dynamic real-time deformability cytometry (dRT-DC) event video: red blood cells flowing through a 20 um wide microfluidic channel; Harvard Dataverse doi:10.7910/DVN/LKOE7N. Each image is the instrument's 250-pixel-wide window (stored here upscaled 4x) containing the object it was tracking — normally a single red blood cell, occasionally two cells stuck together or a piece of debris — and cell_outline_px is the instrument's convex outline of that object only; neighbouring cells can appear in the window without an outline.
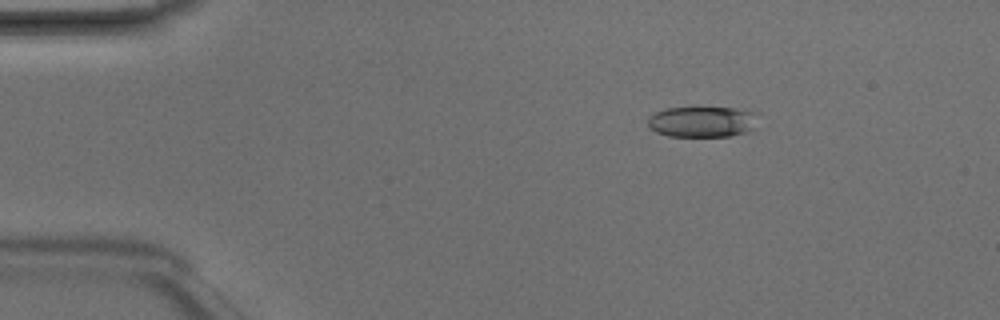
{"species": "Egyptian fruit bat (a non-hibernating species)", "species_latin": "Rousettus aegyptiacus", "temperature_condition": "room temperature", "stored_images_in_passage": 4, "camera_frame_rate_fps": 3000, "um_per_image_px": 0.085, "animal": {"sex": "male"}, "frame": {"image": 1, "passage_image": 2, "time_ms": 0.333, "image_size_px": [1000, 320], "cell_outline_px": [[760, 128], [748, 132], [728, 136], [668, 136], [656, 132], [648, 128], [648, 116], [664, 108], [696, 104], [732, 108], [760, 112]], "centroid_in_image_um": [59.79, 10.29], "position_along_channel_um": 25.2, "area_um2": 21.44}}